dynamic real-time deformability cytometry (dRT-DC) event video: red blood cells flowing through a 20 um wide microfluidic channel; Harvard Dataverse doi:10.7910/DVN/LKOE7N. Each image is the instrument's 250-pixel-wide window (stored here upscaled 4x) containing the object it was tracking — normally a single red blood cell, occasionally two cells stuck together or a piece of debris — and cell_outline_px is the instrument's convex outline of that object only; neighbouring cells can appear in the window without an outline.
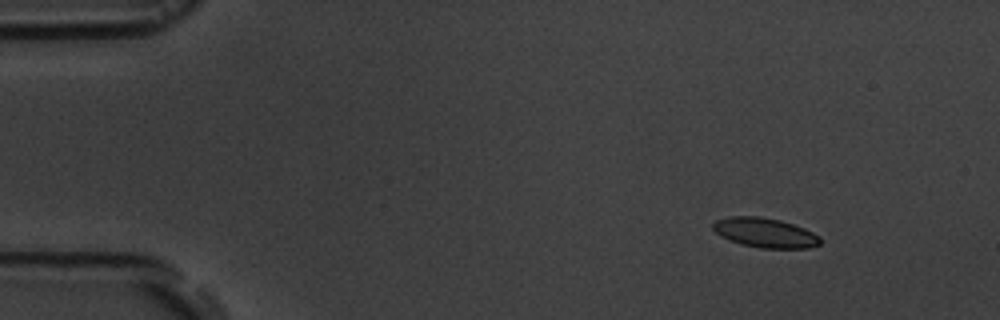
{"species": "common noctule bat (a hibernating species)", "species_latin": "Nyctalus noctula", "temperature_condition": "room temperature", "stored_images_in_passage": 4, "camera_frame_rate_fps": 3000, "um_per_image_px": 0.085, "animal": {"sex": "male", "body_mass_g": 19.5, "forearm_length_mm": 54.6}, "frame": {"image": 1, "passage_image": 1, "time_ms": 0.0, "image_size_px": [1000, 320], "cell_outline_px": [[820, 244], [808, 248], [760, 248], [740, 244], [728, 240], [720, 236], [712, 228], [712, 224], [716, 220], [728, 216], [760, 216], [780, 220], [804, 228], [820, 236]], "centroid_in_image_um": [64.99, 19.78], "position_along_channel_um": 20.0, "area_um2": 18.61}}
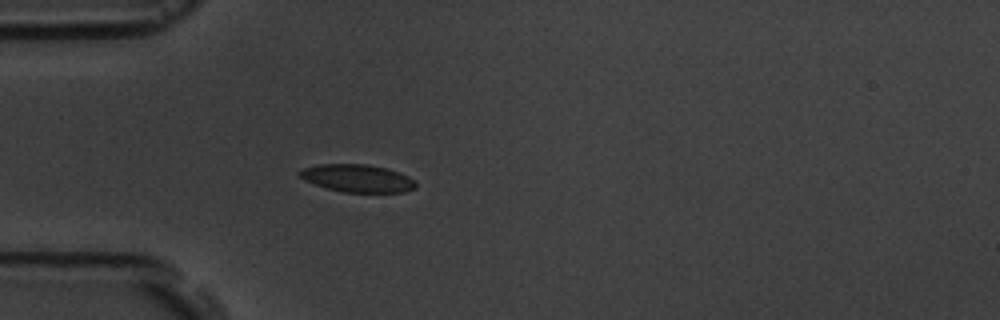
{"frame": {"image": 2, "passage_image": 4, "time_ms": 3.333, "image_size_px": [1000, 320], "cell_outline_px": [[416, 188], [404, 192], [344, 192], [328, 188], [304, 180], [296, 172], [304, 168], [320, 164], [364, 164], [388, 168], [400, 172], [408, 176], [416, 184]], "centroid_in_image_um": [30.39, 15.15], "position_along_channel_um": 54.6, "area_um2": 18.61}}